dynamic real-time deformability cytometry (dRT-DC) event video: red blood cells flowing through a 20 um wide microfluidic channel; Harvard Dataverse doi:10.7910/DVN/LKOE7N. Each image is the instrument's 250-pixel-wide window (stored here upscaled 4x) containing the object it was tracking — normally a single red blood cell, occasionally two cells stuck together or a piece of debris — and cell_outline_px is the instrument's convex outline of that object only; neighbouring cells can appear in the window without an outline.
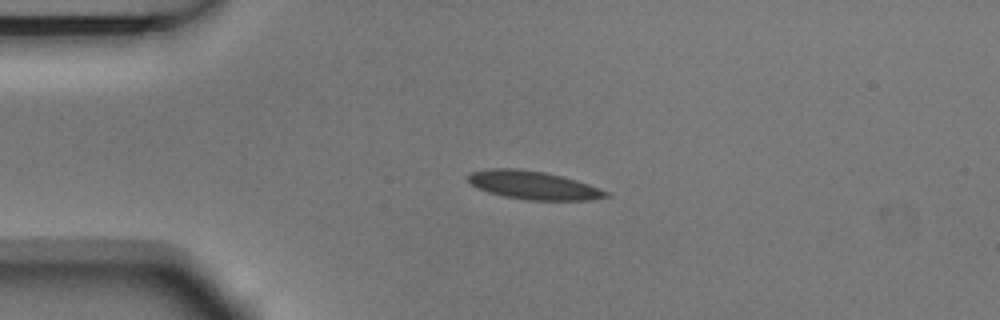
{"species": "Egyptian fruit bat (a non-hibernating species)", "species_latin": "Rousettus aegyptiacus", "temperature_condition": "room temperature", "stored_images_in_passage": 6, "camera_frame_rate_fps": 3000, "um_per_image_px": 0.085, "animal": {"sex": "male"}, "frame": {"image": 1, "passage_image": 4, "time_ms": 1.0, "image_size_px": [1000, 320], "cell_outline_px": [[612, 196], [588, 200], [528, 200], [504, 196], [488, 192], [476, 188], [468, 180], [468, 172], [492, 168], [516, 168], [544, 172], [576, 180], [600, 188], [608, 192]], "centroid_in_image_um": [45.32, 15.74], "position_along_channel_um": 39.7, "area_um2": 22.72}}
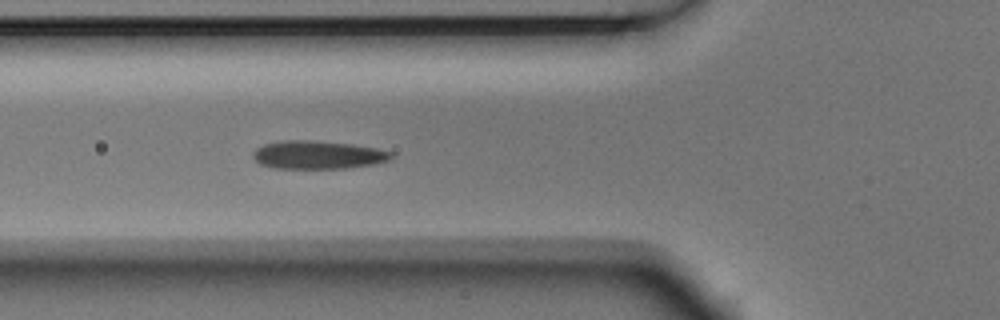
{"frame": {"image": 2, "passage_image": 6, "time_ms": 1.667, "image_size_px": [1000, 320], "cell_outline_px": [[392, 156], [388, 160], [376, 164], [348, 168], [272, 168], [260, 164], [252, 156], [252, 152], [256, 148], [264, 144], [288, 140], [312, 140], [352, 144], [376, 148], [392, 152]], "centroid_in_image_um": [27.01, 13.16], "position_along_channel_um": 98.8, "area_um2": 22.72}}